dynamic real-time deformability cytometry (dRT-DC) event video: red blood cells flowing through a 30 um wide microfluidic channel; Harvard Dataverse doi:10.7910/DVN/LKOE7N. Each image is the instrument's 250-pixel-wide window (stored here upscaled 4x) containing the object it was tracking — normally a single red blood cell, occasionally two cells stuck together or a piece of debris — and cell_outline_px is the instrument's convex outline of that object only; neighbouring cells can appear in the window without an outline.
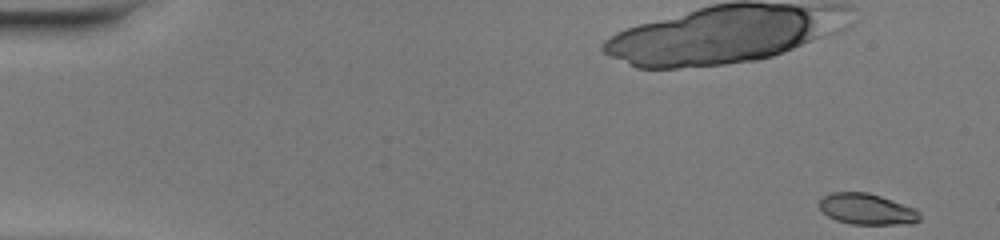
{"species": "common noctule bat (a hibernating species)", "species_latin": "Nyctalus noctula", "temperature_condition": "warm", "stored_images_in_passage": 49, "camera_frame_rate_fps": 3000, "um_per_image_px": 0.085, "animal": {"sex": "female", "body_mass_g": 20.0, "forearm_length_mm": 54.0}, "frame": {"image": 1, "passage_image": 1, "time_ms": 0.0, "image_size_px": [1000, 240], "cell_outline_px": [[920, 220], [912, 224], [852, 224], [836, 220], [828, 216], [820, 208], [820, 200], [824, 196], [832, 192], [868, 192], [916, 208], [920, 212]], "centroid_in_image_um": [73.72, 17.78], "position_along_channel_um": 11.3, "area_um2": 18.15}}
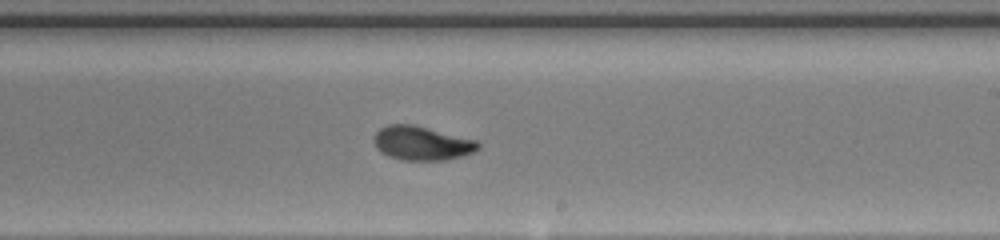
{"frame": {"image": 2, "passage_image": 30, "time_ms": 9.667, "image_size_px": [1000, 240], "cell_outline_px": [[480, 148], [472, 152], [460, 156], [444, 160], [404, 160], [388, 156], [380, 152], [376, 148], [372, 140], [376, 132], [380, 128], [388, 124], [412, 124], [476, 140], [480, 144]], "centroid_in_image_um": [35.8, 12.17], "position_along_channel_um": 253.2, "area_um2": 20.58}}
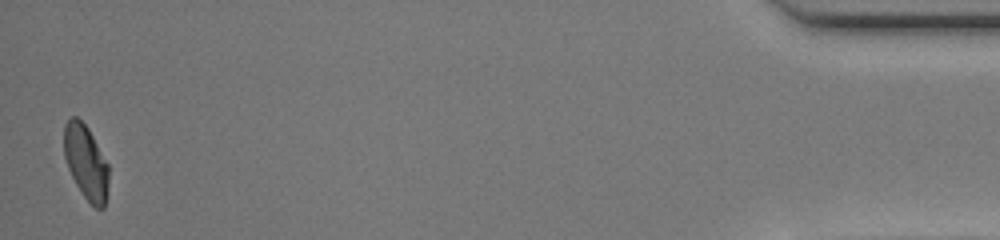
{"frame": {"image": 3, "passage_image": 49, "time_ms": 16.0, "image_size_px": [1000, 240], "cell_outline_px": [[108, 184], [104, 208], [96, 208], [84, 196], [76, 184], [68, 168], [64, 156], [64, 124], [72, 116], [76, 116], [88, 128], [108, 164]], "centroid_in_image_um": [7.29, 13.77], "position_along_channel_um": 427.9, "area_um2": 19.07}, "authors_computed_cell_mechanics": {"area_um2": 19.941, "velocity_mm_per_s": 4.1055, "shape_relaxation_time_tau1_ms": 4.6999, "shape_relaxation_time_tau2_ms": 0.9542, "deformation_change_tau1": 0.1891, "deformation_change_tau2": 0.0455}}